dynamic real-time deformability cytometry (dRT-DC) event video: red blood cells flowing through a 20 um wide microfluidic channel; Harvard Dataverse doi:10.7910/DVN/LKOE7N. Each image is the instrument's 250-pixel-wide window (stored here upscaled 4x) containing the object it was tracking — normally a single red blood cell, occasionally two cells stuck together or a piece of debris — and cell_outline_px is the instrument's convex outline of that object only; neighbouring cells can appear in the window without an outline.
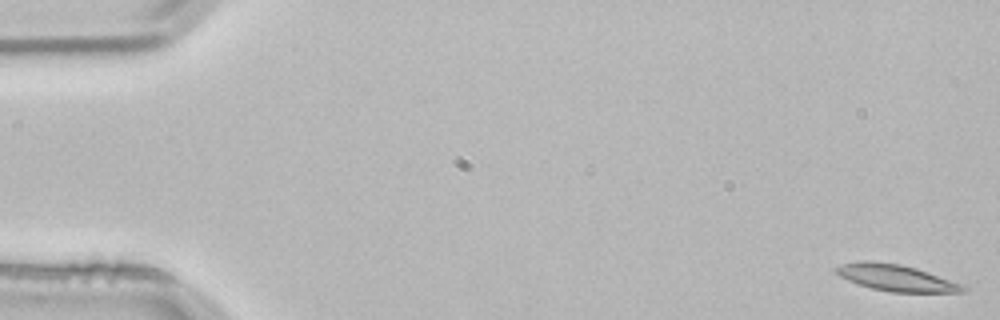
{"species": "common noctule bat (a hibernating species)", "species_latin": "Nyctalus noctula", "temperature_condition": "room temperature", "stored_images_in_passage": 3, "camera_frame_rate_fps": 3000, "um_per_image_px": 0.085, "animal": {"sex": "male", "body_mass_g": 21.5, "forearm_length_mm": 52.0}, "frame": {"image": 1, "passage_image": 1, "time_ms": 0.0, "image_size_px": [1000, 320], "cell_outline_px": [[968, 288], [964, 292], [888, 292], [872, 288], [848, 280], [840, 276], [836, 272], [836, 268], [840, 264], [860, 260], [872, 260], [900, 264], [916, 268], [964, 284]], "centroid_in_image_um": [76.19, 23.6], "position_along_channel_um": 8.8, "area_um2": 19.65}}
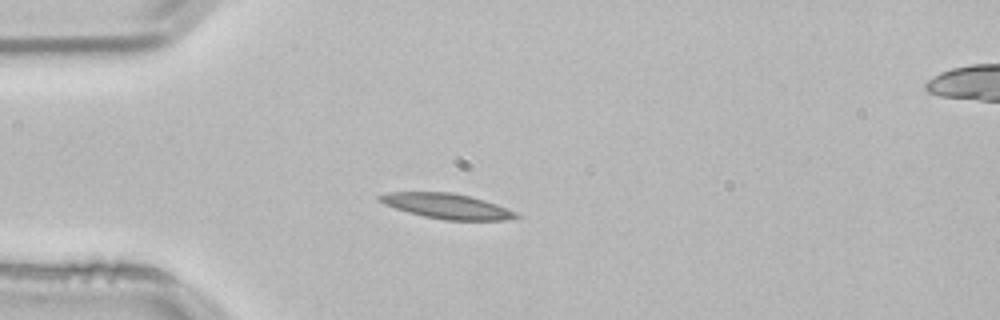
{"frame": {"image": 2, "passage_image": 3, "time_ms": 0.667, "image_size_px": [1000, 320], "cell_outline_px": [[524, 216], [508, 220], [444, 220], [424, 216], [408, 212], [384, 204], [376, 200], [376, 196], [388, 192], [452, 192], [484, 200], [496, 204], [516, 212]], "centroid_in_image_um": [37.98, 17.52], "position_along_channel_um": 47.0, "area_um2": 20.06}}